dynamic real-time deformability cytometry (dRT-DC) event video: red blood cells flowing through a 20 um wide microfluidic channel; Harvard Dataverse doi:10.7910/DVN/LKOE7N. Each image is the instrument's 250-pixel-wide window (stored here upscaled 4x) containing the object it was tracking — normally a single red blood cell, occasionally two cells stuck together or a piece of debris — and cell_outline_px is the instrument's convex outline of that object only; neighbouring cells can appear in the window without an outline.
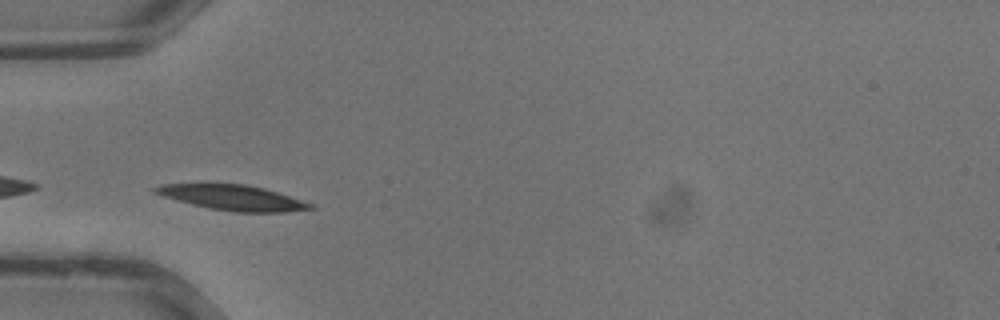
{"species": "common noctule bat (a hibernating species)", "species_latin": "Nyctalus noctula", "temperature_condition": "warm", "stored_images_in_passage": 25, "camera_frame_rate_fps": 3000, "um_per_image_px": 0.085, "animal": {"sex": "male", "body_mass_g": 13.3}, "frame": {"image": 1, "passage_image": 4, "time_ms": 1.0, "image_size_px": [1000, 320], "cell_outline_px": [[316, 208], [288, 212], [232, 212], [208, 208], [192, 204], [164, 196], [152, 192], [152, 188], [160, 184], [244, 184], [264, 188], [312, 204]], "centroid_in_image_um": [19.76, 16.8], "position_along_channel_um": 65.2, "area_um2": 22.54}}
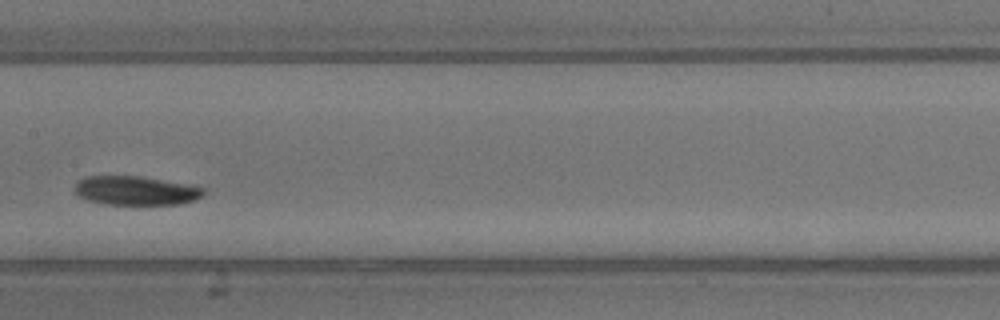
{"frame": {"image": 2, "passage_image": 11, "time_ms": 3.333, "image_size_px": [1000, 320], "cell_outline_px": [[204, 192], [200, 196], [192, 200], [180, 204], [104, 204], [88, 200], [80, 196], [76, 192], [76, 184], [80, 180], [88, 176], [140, 176], [204, 188]], "centroid_in_image_um": [11.5, 16.2], "position_along_channel_um": 195.9, "area_um2": 21.15}}
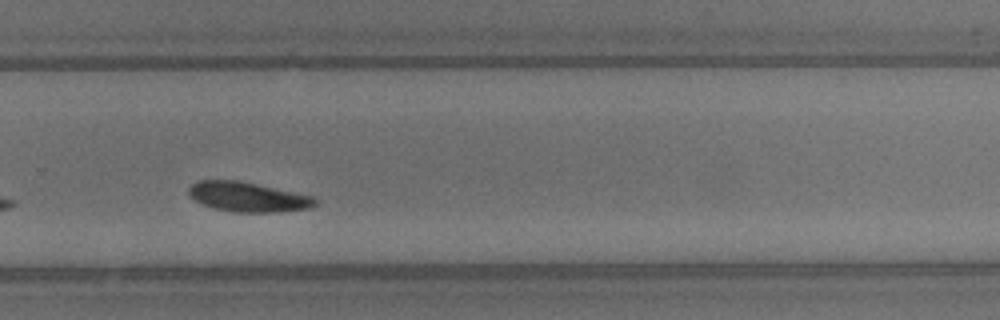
{"frame": {"image": 3, "passage_image": 17, "time_ms": 5.333, "image_size_px": [1000, 320], "cell_outline_px": [[320, 200], [312, 208], [280, 212], [236, 212], [212, 208], [200, 204], [188, 192], [188, 188], [192, 184], [200, 180], [236, 180], [256, 184], [312, 196]], "centroid_in_image_um": [21.09, 16.75], "position_along_channel_um": 308.7, "area_um2": 21.85}}